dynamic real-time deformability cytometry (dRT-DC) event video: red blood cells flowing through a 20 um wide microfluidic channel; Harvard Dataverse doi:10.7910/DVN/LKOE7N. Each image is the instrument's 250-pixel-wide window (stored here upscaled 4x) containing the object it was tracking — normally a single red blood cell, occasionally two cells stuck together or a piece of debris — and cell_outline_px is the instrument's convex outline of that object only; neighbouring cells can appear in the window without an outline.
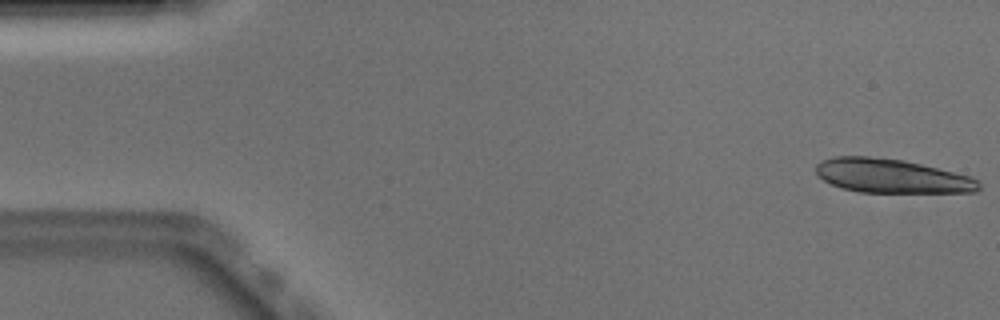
{"species": "Egyptian fruit bat (a non-hibernating species)", "species_latin": "Rousettus aegyptiacus", "temperature_condition": "warm", "stored_images_in_passage": 7, "camera_frame_rate_fps": 3000, "um_per_image_px": 0.085, "animal": {"sex": "male"}, "frame": {"image": 1, "passage_image": 1, "time_ms": 0.0, "image_size_px": [1000, 320], "cell_outline_px": [[980, 188], [976, 192], [860, 192], [840, 188], [824, 180], [816, 172], [816, 164], [824, 160], [836, 156], [868, 156], [904, 160], [972, 176], [980, 180]], "centroid_in_image_um": [75.82, 14.96], "position_along_channel_um": 9.2, "area_um2": 32.25}}